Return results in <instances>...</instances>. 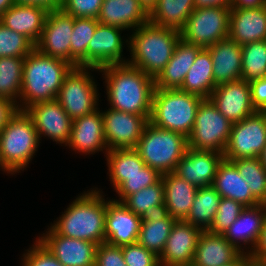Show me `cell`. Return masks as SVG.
<instances>
[{"label":"cell","instance_id":"6da1fadb","mask_svg":"<svg viewBox=\"0 0 266 266\" xmlns=\"http://www.w3.org/2000/svg\"><path fill=\"white\" fill-rule=\"evenodd\" d=\"M105 79L107 101L111 109L135 115H151L155 80L127 63L98 69Z\"/></svg>","mask_w":266,"mask_h":266},{"label":"cell","instance_id":"7a4b0ae2","mask_svg":"<svg viewBox=\"0 0 266 266\" xmlns=\"http://www.w3.org/2000/svg\"><path fill=\"white\" fill-rule=\"evenodd\" d=\"M102 193L96 187L81 193L51 227L68 238L105 243L107 200Z\"/></svg>","mask_w":266,"mask_h":266},{"label":"cell","instance_id":"3957f363","mask_svg":"<svg viewBox=\"0 0 266 266\" xmlns=\"http://www.w3.org/2000/svg\"><path fill=\"white\" fill-rule=\"evenodd\" d=\"M74 66L58 58H52L36 48L25 58L18 108L25 111L39 102L56 100L65 76Z\"/></svg>","mask_w":266,"mask_h":266},{"label":"cell","instance_id":"277c9868","mask_svg":"<svg viewBox=\"0 0 266 266\" xmlns=\"http://www.w3.org/2000/svg\"><path fill=\"white\" fill-rule=\"evenodd\" d=\"M180 39V32L175 29L150 22L141 25L128 37L127 47L131 55L128 63L155 80L171 59Z\"/></svg>","mask_w":266,"mask_h":266},{"label":"cell","instance_id":"5b68a950","mask_svg":"<svg viewBox=\"0 0 266 266\" xmlns=\"http://www.w3.org/2000/svg\"><path fill=\"white\" fill-rule=\"evenodd\" d=\"M39 143L32 118L26 111L19 110L0 132V170L11 175L23 171L34 157Z\"/></svg>","mask_w":266,"mask_h":266},{"label":"cell","instance_id":"8992f818","mask_svg":"<svg viewBox=\"0 0 266 266\" xmlns=\"http://www.w3.org/2000/svg\"><path fill=\"white\" fill-rule=\"evenodd\" d=\"M203 100L180 89L155 88L149 122L160 129L178 132L188 137Z\"/></svg>","mask_w":266,"mask_h":266},{"label":"cell","instance_id":"52a82bcc","mask_svg":"<svg viewBox=\"0 0 266 266\" xmlns=\"http://www.w3.org/2000/svg\"><path fill=\"white\" fill-rule=\"evenodd\" d=\"M134 149L147 166L163 175L175 171L188 149V140L181 133L160 129L149 122Z\"/></svg>","mask_w":266,"mask_h":266},{"label":"cell","instance_id":"ba28073f","mask_svg":"<svg viewBox=\"0 0 266 266\" xmlns=\"http://www.w3.org/2000/svg\"><path fill=\"white\" fill-rule=\"evenodd\" d=\"M90 70L99 72L98 68L73 67L65 76L56 96V100L72 120L99 109V89L97 90Z\"/></svg>","mask_w":266,"mask_h":266},{"label":"cell","instance_id":"9c48e42d","mask_svg":"<svg viewBox=\"0 0 266 266\" xmlns=\"http://www.w3.org/2000/svg\"><path fill=\"white\" fill-rule=\"evenodd\" d=\"M232 125L210 99H204L197 110L193 129L187 137L188 148L224 154Z\"/></svg>","mask_w":266,"mask_h":266},{"label":"cell","instance_id":"30bf717a","mask_svg":"<svg viewBox=\"0 0 266 266\" xmlns=\"http://www.w3.org/2000/svg\"><path fill=\"white\" fill-rule=\"evenodd\" d=\"M231 7L213 6L195 8L179 31L186 43L200 48H209L229 34Z\"/></svg>","mask_w":266,"mask_h":266},{"label":"cell","instance_id":"8fae6325","mask_svg":"<svg viewBox=\"0 0 266 266\" xmlns=\"http://www.w3.org/2000/svg\"><path fill=\"white\" fill-rule=\"evenodd\" d=\"M266 145V111H256L233 123L224 152L225 160L259 157Z\"/></svg>","mask_w":266,"mask_h":266},{"label":"cell","instance_id":"7c38bea8","mask_svg":"<svg viewBox=\"0 0 266 266\" xmlns=\"http://www.w3.org/2000/svg\"><path fill=\"white\" fill-rule=\"evenodd\" d=\"M106 110H101V114L108 151L135 148L149 123L150 115H135L111 108Z\"/></svg>","mask_w":266,"mask_h":266},{"label":"cell","instance_id":"4fadbf2b","mask_svg":"<svg viewBox=\"0 0 266 266\" xmlns=\"http://www.w3.org/2000/svg\"><path fill=\"white\" fill-rule=\"evenodd\" d=\"M74 17L61 9L48 12L44 28L35 48L52 58H58L71 64V35Z\"/></svg>","mask_w":266,"mask_h":266},{"label":"cell","instance_id":"5bb4252c","mask_svg":"<svg viewBox=\"0 0 266 266\" xmlns=\"http://www.w3.org/2000/svg\"><path fill=\"white\" fill-rule=\"evenodd\" d=\"M37 239L63 266H95L98 244L58 234L51 226Z\"/></svg>","mask_w":266,"mask_h":266},{"label":"cell","instance_id":"9a60e30c","mask_svg":"<svg viewBox=\"0 0 266 266\" xmlns=\"http://www.w3.org/2000/svg\"><path fill=\"white\" fill-rule=\"evenodd\" d=\"M25 111L34 122L39 140L42 136H45L52 139L56 144L66 146L73 120L57 100L33 104Z\"/></svg>","mask_w":266,"mask_h":266},{"label":"cell","instance_id":"2e32d148","mask_svg":"<svg viewBox=\"0 0 266 266\" xmlns=\"http://www.w3.org/2000/svg\"><path fill=\"white\" fill-rule=\"evenodd\" d=\"M121 28L98 24L93 38L88 43L86 67L101 68L112 64L127 63L123 57V49L128 45V39L123 40ZM125 41V42H123ZM124 58V59H123Z\"/></svg>","mask_w":266,"mask_h":266},{"label":"cell","instance_id":"e0dca14e","mask_svg":"<svg viewBox=\"0 0 266 266\" xmlns=\"http://www.w3.org/2000/svg\"><path fill=\"white\" fill-rule=\"evenodd\" d=\"M209 99L232 123L257 111L252 105L250 83L242 79L217 85Z\"/></svg>","mask_w":266,"mask_h":266},{"label":"cell","instance_id":"ac0fdd59","mask_svg":"<svg viewBox=\"0 0 266 266\" xmlns=\"http://www.w3.org/2000/svg\"><path fill=\"white\" fill-rule=\"evenodd\" d=\"M202 230L177 220L159 256L160 266H191Z\"/></svg>","mask_w":266,"mask_h":266},{"label":"cell","instance_id":"d6986e66","mask_svg":"<svg viewBox=\"0 0 266 266\" xmlns=\"http://www.w3.org/2000/svg\"><path fill=\"white\" fill-rule=\"evenodd\" d=\"M224 155L215 151L188 148L174 173L197 188L212 186Z\"/></svg>","mask_w":266,"mask_h":266},{"label":"cell","instance_id":"ffe728a7","mask_svg":"<svg viewBox=\"0 0 266 266\" xmlns=\"http://www.w3.org/2000/svg\"><path fill=\"white\" fill-rule=\"evenodd\" d=\"M142 220L121 202L107 200L105 242L119 247L136 243Z\"/></svg>","mask_w":266,"mask_h":266},{"label":"cell","instance_id":"44dd1931","mask_svg":"<svg viewBox=\"0 0 266 266\" xmlns=\"http://www.w3.org/2000/svg\"><path fill=\"white\" fill-rule=\"evenodd\" d=\"M265 219L266 204L245 207L235 222L223 233V236L239 252L251 255L259 241ZM244 244L250 245L247 247Z\"/></svg>","mask_w":266,"mask_h":266},{"label":"cell","instance_id":"7402d4cb","mask_svg":"<svg viewBox=\"0 0 266 266\" xmlns=\"http://www.w3.org/2000/svg\"><path fill=\"white\" fill-rule=\"evenodd\" d=\"M75 152L83 155L108 152L104 137L103 116L97 109L91 114L73 119L69 141L66 144Z\"/></svg>","mask_w":266,"mask_h":266},{"label":"cell","instance_id":"603a6c76","mask_svg":"<svg viewBox=\"0 0 266 266\" xmlns=\"http://www.w3.org/2000/svg\"><path fill=\"white\" fill-rule=\"evenodd\" d=\"M228 37L240 46L266 40V5L231 8Z\"/></svg>","mask_w":266,"mask_h":266},{"label":"cell","instance_id":"cb8c5ba5","mask_svg":"<svg viewBox=\"0 0 266 266\" xmlns=\"http://www.w3.org/2000/svg\"><path fill=\"white\" fill-rule=\"evenodd\" d=\"M48 10L37 5L14 4L0 16L7 28L26 36L34 45L41 37Z\"/></svg>","mask_w":266,"mask_h":266},{"label":"cell","instance_id":"d4e9b609","mask_svg":"<svg viewBox=\"0 0 266 266\" xmlns=\"http://www.w3.org/2000/svg\"><path fill=\"white\" fill-rule=\"evenodd\" d=\"M97 21L103 25L133 31L149 22V13L139 0H103Z\"/></svg>","mask_w":266,"mask_h":266},{"label":"cell","instance_id":"484cf974","mask_svg":"<svg viewBox=\"0 0 266 266\" xmlns=\"http://www.w3.org/2000/svg\"><path fill=\"white\" fill-rule=\"evenodd\" d=\"M241 254L223 234L202 230L191 266H225Z\"/></svg>","mask_w":266,"mask_h":266},{"label":"cell","instance_id":"4316f807","mask_svg":"<svg viewBox=\"0 0 266 266\" xmlns=\"http://www.w3.org/2000/svg\"><path fill=\"white\" fill-rule=\"evenodd\" d=\"M207 49L211 54L216 85L241 79L242 52L239 44L227 37Z\"/></svg>","mask_w":266,"mask_h":266},{"label":"cell","instance_id":"83f0119b","mask_svg":"<svg viewBox=\"0 0 266 266\" xmlns=\"http://www.w3.org/2000/svg\"><path fill=\"white\" fill-rule=\"evenodd\" d=\"M164 186V210L176 220L183 221L191 209L198 190L174 172L161 176Z\"/></svg>","mask_w":266,"mask_h":266},{"label":"cell","instance_id":"f1b7e54d","mask_svg":"<svg viewBox=\"0 0 266 266\" xmlns=\"http://www.w3.org/2000/svg\"><path fill=\"white\" fill-rule=\"evenodd\" d=\"M201 49L180 39L171 59L155 79V88L179 89Z\"/></svg>","mask_w":266,"mask_h":266},{"label":"cell","instance_id":"f546056e","mask_svg":"<svg viewBox=\"0 0 266 266\" xmlns=\"http://www.w3.org/2000/svg\"><path fill=\"white\" fill-rule=\"evenodd\" d=\"M212 187L222 198L233 199L245 207L260 204L252 196L249 186L236 167L228 160L223 159L219 164Z\"/></svg>","mask_w":266,"mask_h":266},{"label":"cell","instance_id":"4dcf8cb0","mask_svg":"<svg viewBox=\"0 0 266 266\" xmlns=\"http://www.w3.org/2000/svg\"><path fill=\"white\" fill-rule=\"evenodd\" d=\"M216 86L211 54L207 48H202L179 89L202 99H209Z\"/></svg>","mask_w":266,"mask_h":266},{"label":"cell","instance_id":"1f68e13d","mask_svg":"<svg viewBox=\"0 0 266 266\" xmlns=\"http://www.w3.org/2000/svg\"><path fill=\"white\" fill-rule=\"evenodd\" d=\"M176 221L165 211L144 217L137 242L159 257Z\"/></svg>","mask_w":266,"mask_h":266},{"label":"cell","instance_id":"d6a6232c","mask_svg":"<svg viewBox=\"0 0 266 266\" xmlns=\"http://www.w3.org/2000/svg\"><path fill=\"white\" fill-rule=\"evenodd\" d=\"M194 9V0H158L149 12V22L180 31Z\"/></svg>","mask_w":266,"mask_h":266},{"label":"cell","instance_id":"836d02e7","mask_svg":"<svg viewBox=\"0 0 266 266\" xmlns=\"http://www.w3.org/2000/svg\"><path fill=\"white\" fill-rule=\"evenodd\" d=\"M105 156L114 190L125 181V176L138 174L146 165L134 148L109 150Z\"/></svg>","mask_w":266,"mask_h":266},{"label":"cell","instance_id":"e575fe53","mask_svg":"<svg viewBox=\"0 0 266 266\" xmlns=\"http://www.w3.org/2000/svg\"><path fill=\"white\" fill-rule=\"evenodd\" d=\"M221 198L212 186L198 188L193 205L183 221L201 230H208L214 221Z\"/></svg>","mask_w":266,"mask_h":266},{"label":"cell","instance_id":"d590c367","mask_svg":"<svg viewBox=\"0 0 266 266\" xmlns=\"http://www.w3.org/2000/svg\"><path fill=\"white\" fill-rule=\"evenodd\" d=\"M162 178L155 184L127 196L121 203L137 216L144 218L164 210Z\"/></svg>","mask_w":266,"mask_h":266},{"label":"cell","instance_id":"8d00e7d4","mask_svg":"<svg viewBox=\"0 0 266 266\" xmlns=\"http://www.w3.org/2000/svg\"><path fill=\"white\" fill-rule=\"evenodd\" d=\"M230 161L249 186L252 196L260 203L266 204V171L259 157L239 158Z\"/></svg>","mask_w":266,"mask_h":266},{"label":"cell","instance_id":"74e56055","mask_svg":"<svg viewBox=\"0 0 266 266\" xmlns=\"http://www.w3.org/2000/svg\"><path fill=\"white\" fill-rule=\"evenodd\" d=\"M24 60L19 57L0 58V98L19 103Z\"/></svg>","mask_w":266,"mask_h":266},{"label":"cell","instance_id":"f35d334b","mask_svg":"<svg viewBox=\"0 0 266 266\" xmlns=\"http://www.w3.org/2000/svg\"><path fill=\"white\" fill-rule=\"evenodd\" d=\"M99 22L95 18H74L71 35V64L74 67H86V53L90 40Z\"/></svg>","mask_w":266,"mask_h":266},{"label":"cell","instance_id":"ab89813d","mask_svg":"<svg viewBox=\"0 0 266 266\" xmlns=\"http://www.w3.org/2000/svg\"><path fill=\"white\" fill-rule=\"evenodd\" d=\"M241 79L252 81L266 77V40L256 41L241 46Z\"/></svg>","mask_w":266,"mask_h":266},{"label":"cell","instance_id":"60d3db41","mask_svg":"<svg viewBox=\"0 0 266 266\" xmlns=\"http://www.w3.org/2000/svg\"><path fill=\"white\" fill-rule=\"evenodd\" d=\"M34 49L35 45L26 36L0 22V58H26Z\"/></svg>","mask_w":266,"mask_h":266},{"label":"cell","instance_id":"b9f144b4","mask_svg":"<svg viewBox=\"0 0 266 266\" xmlns=\"http://www.w3.org/2000/svg\"><path fill=\"white\" fill-rule=\"evenodd\" d=\"M161 176L157 170L145 165L138 174L125 176V181L115 190L119 199L113 200L122 202L127 196L157 183Z\"/></svg>","mask_w":266,"mask_h":266},{"label":"cell","instance_id":"7bdbcfd3","mask_svg":"<svg viewBox=\"0 0 266 266\" xmlns=\"http://www.w3.org/2000/svg\"><path fill=\"white\" fill-rule=\"evenodd\" d=\"M244 208L245 206L233 199L221 198L214 221L208 231L223 234L235 222Z\"/></svg>","mask_w":266,"mask_h":266},{"label":"cell","instance_id":"ee69618b","mask_svg":"<svg viewBox=\"0 0 266 266\" xmlns=\"http://www.w3.org/2000/svg\"><path fill=\"white\" fill-rule=\"evenodd\" d=\"M121 247L127 266H160L159 257L138 242Z\"/></svg>","mask_w":266,"mask_h":266},{"label":"cell","instance_id":"f6af8a7d","mask_svg":"<svg viewBox=\"0 0 266 266\" xmlns=\"http://www.w3.org/2000/svg\"><path fill=\"white\" fill-rule=\"evenodd\" d=\"M103 0H62L61 10L74 18H98Z\"/></svg>","mask_w":266,"mask_h":266},{"label":"cell","instance_id":"bcb514c9","mask_svg":"<svg viewBox=\"0 0 266 266\" xmlns=\"http://www.w3.org/2000/svg\"><path fill=\"white\" fill-rule=\"evenodd\" d=\"M33 243L22 256V266H63L38 239Z\"/></svg>","mask_w":266,"mask_h":266},{"label":"cell","instance_id":"7dc6e473","mask_svg":"<svg viewBox=\"0 0 266 266\" xmlns=\"http://www.w3.org/2000/svg\"><path fill=\"white\" fill-rule=\"evenodd\" d=\"M95 266H127L122 247L109 245L106 242L98 245Z\"/></svg>","mask_w":266,"mask_h":266},{"label":"cell","instance_id":"c3c4849f","mask_svg":"<svg viewBox=\"0 0 266 266\" xmlns=\"http://www.w3.org/2000/svg\"><path fill=\"white\" fill-rule=\"evenodd\" d=\"M251 87V101L257 111H266V77L249 82Z\"/></svg>","mask_w":266,"mask_h":266},{"label":"cell","instance_id":"681fc988","mask_svg":"<svg viewBox=\"0 0 266 266\" xmlns=\"http://www.w3.org/2000/svg\"><path fill=\"white\" fill-rule=\"evenodd\" d=\"M19 111L16 102L11 99L0 98V132Z\"/></svg>","mask_w":266,"mask_h":266},{"label":"cell","instance_id":"f907efd6","mask_svg":"<svg viewBox=\"0 0 266 266\" xmlns=\"http://www.w3.org/2000/svg\"><path fill=\"white\" fill-rule=\"evenodd\" d=\"M251 258L255 261L256 266H266V219L261 230L259 241L251 253Z\"/></svg>","mask_w":266,"mask_h":266},{"label":"cell","instance_id":"816d5d0a","mask_svg":"<svg viewBox=\"0 0 266 266\" xmlns=\"http://www.w3.org/2000/svg\"><path fill=\"white\" fill-rule=\"evenodd\" d=\"M15 4L37 5L51 11L60 9L62 0H15Z\"/></svg>","mask_w":266,"mask_h":266},{"label":"cell","instance_id":"f5cc1de1","mask_svg":"<svg viewBox=\"0 0 266 266\" xmlns=\"http://www.w3.org/2000/svg\"><path fill=\"white\" fill-rule=\"evenodd\" d=\"M232 0H194L195 8H205L213 6L231 7Z\"/></svg>","mask_w":266,"mask_h":266},{"label":"cell","instance_id":"db71d44e","mask_svg":"<svg viewBox=\"0 0 266 266\" xmlns=\"http://www.w3.org/2000/svg\"><path fill=\"white\" fill-rule=\"evenodd\" d=\"M266 5V0H232L231 8H252Z\"/></svg>","mask_w":266,"mask_h":266},{"label":"cell","instance_id":"11a10c76","mask_svg":"<svg viewBox=\"0 0 266 266\" xmlns=\"http://www.w3.org/2000/svg\"><path fill=\"white\" fill-rule=\"evenodd\" d=\"M225 266H256V263L251 258V255L244 253L241 254L235 261Z\"/></svg>","mask_w":266,"mask_h":266},{"label":"cell","instance_id":"9f6ffc18","mask_svg":"<svg viewBox=\"0 0 266 266\" xmlns=\"http://www.w3.org/2000/svg\"><path fill=\"white\" fill-rule=\"evenodd\" d=\"M15 4V0H0V16Z\"/></svg>","mask_w":266,"mask_h":266},{"label":"cell","instance_id":"6f0895ef","mask_svg":"<svg viewBox=\"0 0 266 266\" xmlns=\"http://www.w3.org/2000/svg\"><path fill=\"white\" fill-rule=\"evenodd\" d=\"M157 1L158 0H139L140 4L146 9L148 13L157 4Z\"/></svg>","mask_w":266,"mask_h":266},{"label":"cell","instance_id":"680465c9","mask_svg":"<svg viewBox=\"0 0 266 266\" xmlns=\"http://www.w3.org/2000/svg\"><path fill=\"white\" fill-rule=\"evenodd\" d=\"M259 159H260L262 165L264 166V170L266 171V145L263 148V151L260 154Z\"/></svg>","mask_w":266,"mask_h":266}]
</instances>
